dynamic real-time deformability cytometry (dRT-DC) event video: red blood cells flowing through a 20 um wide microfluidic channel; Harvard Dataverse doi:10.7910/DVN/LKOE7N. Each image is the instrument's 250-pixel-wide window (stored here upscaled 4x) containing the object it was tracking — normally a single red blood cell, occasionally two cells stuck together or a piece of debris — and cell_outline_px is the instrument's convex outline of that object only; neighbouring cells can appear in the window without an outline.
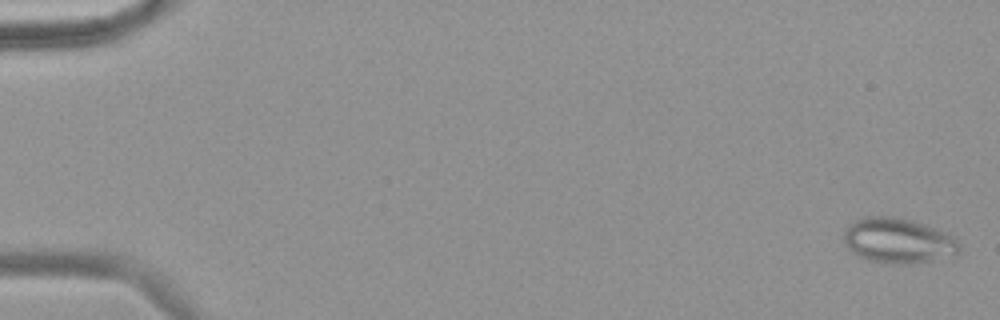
{"species": "common noctule bat (a hibernating species)", "species_latin": "Nyctalus noctula", "temperature_condition": "warm", "stored_images_in_passage": 58, "camera_frame_rate_fps": 3000, "um_per_image_px": 0.085, "animal": {"sex": "female", "body_mass_g": 18.4}, "frame": {"image": 1, "passage_image": 2, "time_ms": 0.333, "image_size_px": [1000, 320], "cell_outline_px": [[960, 252], [956, 256], [932, 260], [904, 264], [888, 264], [868, 260], [852, 252], [844, 244], [844, 228], [848, 224], [864, 216], [896, 216], [912, 220], [948, 232], [960, 244]], "centroid_in_image_um": [76.35, 20.45], "position_along_channel_um": 8.7, "area_um2": 30.87}}
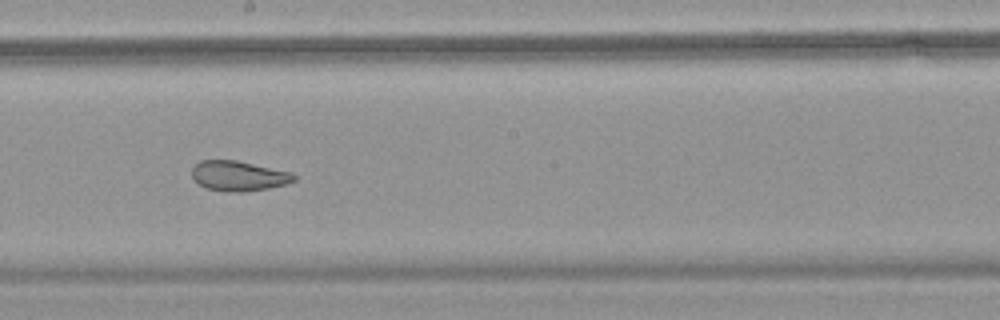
{"frame": {"image": 2, "passage_image": 34, "time_ms": 11.0, "image_size_px": [1000, 320], "cell_outline_px": [[296, 180], [284, 184], [268, 188], [244, 192], [228, 192], [208, 188], [200, 184], [192, 176], [192, 168], [200, 160], [236, 160], [292, 172], [296, 176]], "centroid_in_image_um": [20.3, 14.94], "position_along_channel_um": 227.9, "area_um2": 17.74}}
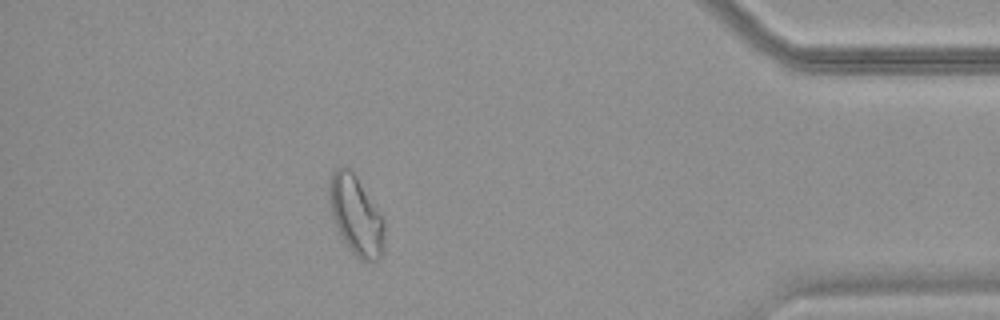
{"frame": {"image": 3, "passage_image": 52, "time_ms": 17.0, "image_size_px": [1000, 320], "cell_outline_px": [[384, 252], [372, 264], [360, 260], [352, 252], [340, 236], [332, 216], [328, 192], [328, 188], [332, 172], [336, 168], [344, 164], [356, 176], [384, 216]], "centroid_in_image_um": [30.28, 18.32], "position_along_channel_um": 404.9, "area_um2": 25.89}, "authors_computed_cell_mechanics": {"area_um2": 24.8829, "velocity_mm_per_s": 3.5923, "shape_relaxation_time_tau1_ms": null, "shape_relaxation_time_tau2_ms": 1.1512, "deformation_change_tau1": null, "deformation_change_tau2": 0.0716}}